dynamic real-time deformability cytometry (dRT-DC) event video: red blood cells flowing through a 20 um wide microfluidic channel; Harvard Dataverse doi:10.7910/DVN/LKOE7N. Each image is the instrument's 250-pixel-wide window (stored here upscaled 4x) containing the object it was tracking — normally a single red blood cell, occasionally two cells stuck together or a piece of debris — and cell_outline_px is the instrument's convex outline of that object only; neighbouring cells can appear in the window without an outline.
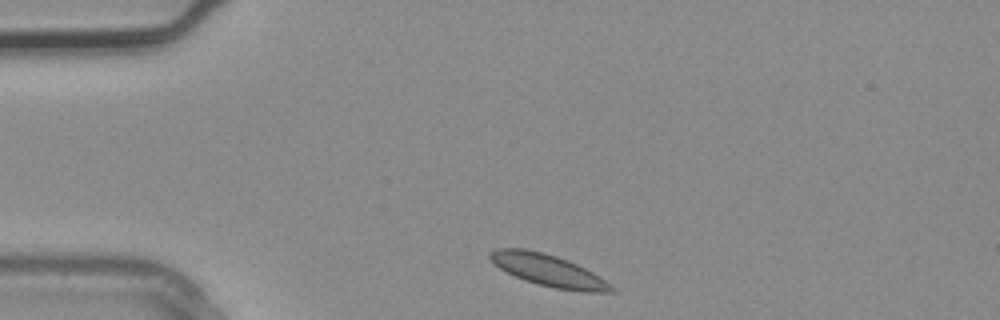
{"species": "common noctule bat (a hibernating species)", "species_latin": "Nyctalus noctula", "temperature_condition": "warm", "stored_images_in_passage": 2, "camera_frame_rate_fps": 3000, "um_per_image_px": 0.085, "animal": {"sex": "male", "body_mass_g": 20.4}, "frame": {"image": 1, "passage_image": 1, "time_ms": 0.0, "image_size_px": [1000, 320], "cell_outline_px": [[616, 292], [584, 292], [556, 288], [524, 280], [500, 268], [488, 256], [488, 252], [496, 248], [524, 248], [544, 252], [568, 260], [600, 276], [616, 288]], "centroid_in_image_um": [46.64, 22.98], "position_along_channel_um": 38.4, "area_um2": 22.37}}